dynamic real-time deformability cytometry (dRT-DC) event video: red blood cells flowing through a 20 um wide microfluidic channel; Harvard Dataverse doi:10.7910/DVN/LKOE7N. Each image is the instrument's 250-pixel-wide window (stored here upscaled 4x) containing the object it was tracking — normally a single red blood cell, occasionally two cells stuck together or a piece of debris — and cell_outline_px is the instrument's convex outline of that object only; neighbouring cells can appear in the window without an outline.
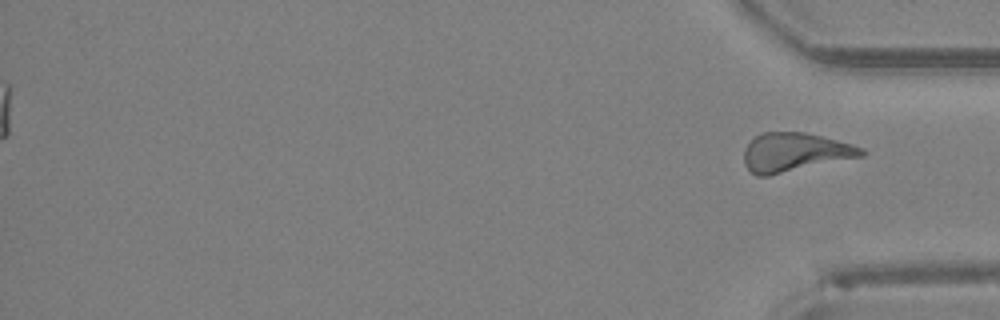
{"species": "Egyptian fruit bat (a non-hibernating species)", "species_latin": "Rousettus aegyptiacus", "temperature_condition": "room temperature", "stored_images_in_passage": 41, "segment_of_instrument_passage": [2, 2], "camera_frame_rate_fps": 3000, "um_per_image_px": 0.085, "animal": {"sex": "female"}, "frame": {"image": 1, "passage_image": 41, "time_ms": 13.333, "image_size_px": [1000, 320], "cell_outline_px": [[868, 152], [864, 156], [768, 176], [756, 176], [744, 164], [744, 148], [760, 132], [804, 132], [852, 144], [864, 148]], "centroid_in_image_um": [67.57, 12.95], "position_along_channel_um": 367.6, "area_um2": 26.59}}